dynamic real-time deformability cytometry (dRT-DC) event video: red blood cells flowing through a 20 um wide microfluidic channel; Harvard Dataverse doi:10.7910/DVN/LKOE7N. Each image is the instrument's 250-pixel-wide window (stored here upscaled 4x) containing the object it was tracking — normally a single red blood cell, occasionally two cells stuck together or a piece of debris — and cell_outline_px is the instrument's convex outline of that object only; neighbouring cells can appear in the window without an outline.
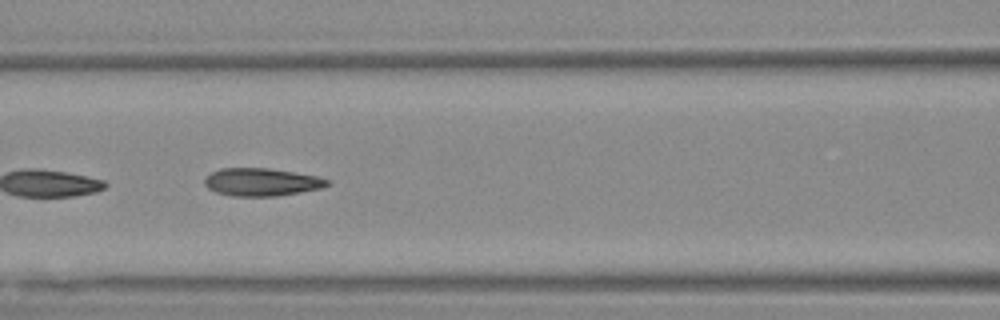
{"species": "Egyptian fruit bat (a non-hibernating species)", "species_latin": "Rousettus aegyptiacus", "temperature_condition": "warm", "stored_images_in_passage": 26, "segment_of_instrument_passage": [2, 2], "camera_frame_rate_fps": 3000, "um_per_image_px": 0.085, "animal": {"sex": "female"}, "frame": {"image": 1, "passage_image": 12, "time_ms": 3.667, "image_size_px": [1000, 320], "cell_outline_px": [[328, 184], [320, 188], [300, 192], [276, 196], [232, 196], [216, 192], [208, 188], [204, 184], [204, 180], [212, 172], [220, 168], [268, 168], [316, 176], [328, 180]], "centroid_in_image_um": [22.18, 15.47], "position_along_channel_um": 144.4, "area_um2": 19.59}}